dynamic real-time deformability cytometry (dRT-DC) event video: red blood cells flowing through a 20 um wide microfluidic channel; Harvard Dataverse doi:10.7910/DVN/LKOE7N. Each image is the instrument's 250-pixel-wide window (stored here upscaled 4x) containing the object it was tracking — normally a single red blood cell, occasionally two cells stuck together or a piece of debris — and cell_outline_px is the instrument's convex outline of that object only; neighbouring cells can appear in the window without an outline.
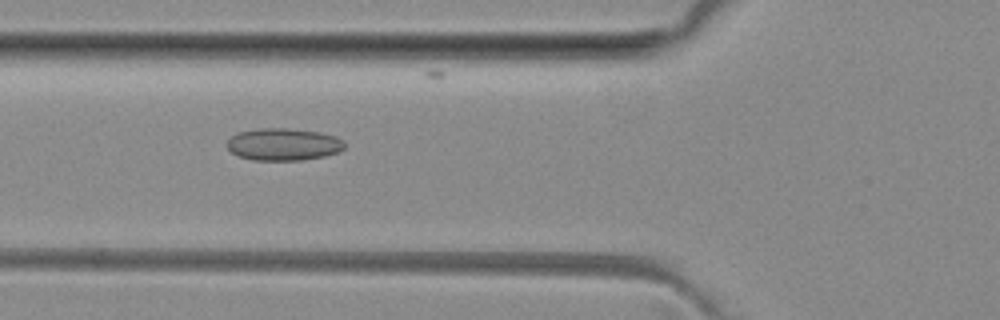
{"species": "common noctule bat (a hibernating species)", "species_latin": "Nyctalus noctula", "temperature_condition": "room temperature", "stored_images_in_passage": 7, "camera_frame_rate_fps": 3000, "um_per_image_px": 0.085, "animal": {"sex": "female", "body_mass_g": 29.2, "forearm_length_mm": 56.3}, "frame": {"image": 1, "passage_image": 5, "time_ms": 4.667, "image_size_px": [1000, 320], "cell_outline_px": [[344, 148], [336, 152], [324, 156], [304, 160], [252, 160], [240, 156], [232, 152], [224, 144], [236, 132], [260, 128], [288, 128], [320, 132], [336, 136], [344, 140]], "centroid_in_image_um": [24.07, 12.26], "position_along_channel_um": 101.7, "area_um2": 22.2}}
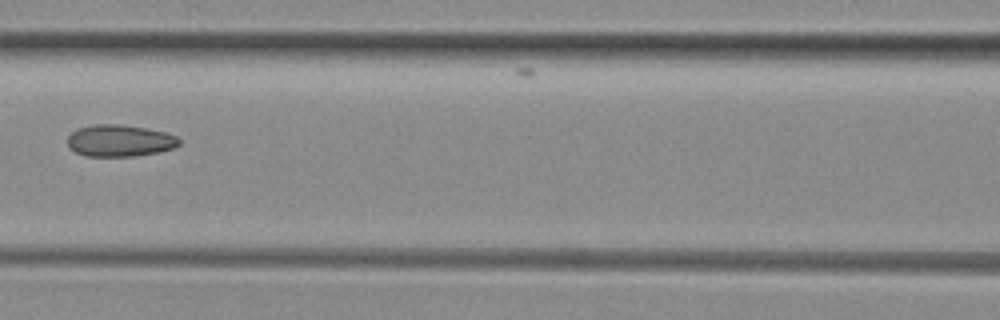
{"frame": {"image": 2, "passage_image": 6, "time_ms": 6.0, "image_size_px": [1000, 320], "cell_outline_px": [[180, 144], [172, 148], [160, 152], [136, 156], [84, 156], [68, 148], [68, 136], [72, 132], [80, 128], [92, 124], [120, 124], [148, 128], [164, 132], [176, 136], [180, 140]], "centroid_in_image_um": [10.17, 11.96], "position_along_channel_um": 156.4, "area_um2": 20.81}}
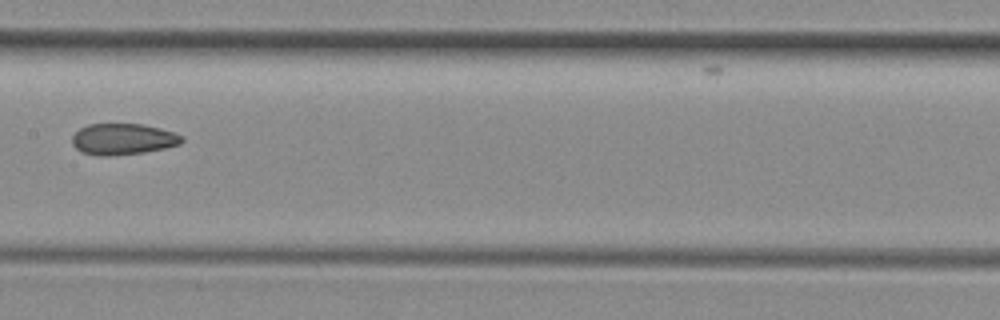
{"frame": {"image": 3, "passage_image": 7, "time_ms": 7.0, "image_size_px": [1000, 320], "cell_outline_px": [[184, 140], [180, 144], [164, 148], [144, 152], [108, 156], [96, 156], [80, 152], [72, 144], [72, 136], [80, 128], [88, 124], [144, 124], [160, 128], [184, 136]], "centroid_in_image_um": [10.43, 11.83], "position_along_channel_um": 197.0, "area_um2": 20.06}}